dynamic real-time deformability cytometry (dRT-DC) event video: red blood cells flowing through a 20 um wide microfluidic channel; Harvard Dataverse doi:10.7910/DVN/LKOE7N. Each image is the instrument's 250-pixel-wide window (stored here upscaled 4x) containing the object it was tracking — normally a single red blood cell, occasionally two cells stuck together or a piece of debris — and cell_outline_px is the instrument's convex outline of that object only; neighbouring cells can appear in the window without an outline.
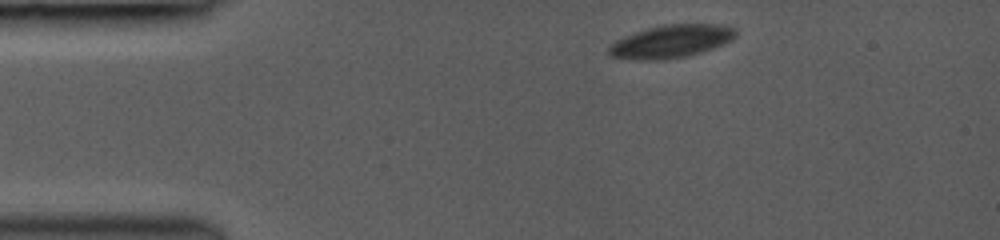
{"species": "common noctule bat (a hibernating species)", "species_latin": "Nyctalus noctula", "temperature_condition": "room temperature", "stored_images_in_passage": 4, "camera_frame_rate_fps": 3000, "um_per_image_px": 0.085, "animal": {"sex": "female", "body_mass_g": 19.0, "forearm_length_mm": 53.3}, "frame": {"image": 1, "passage_image": 1, "time_ms": 0.0, "image_size_px": [1000, 240], "cell_outline_px": [[736, 36], [732, 40], [724, 44], [688, 56], [660, 60], [644, 60], [608, 56], [608, 48], [616, 40], [624, 36], [648, 28], [664, 24], [724, 24], [736, 28]], "centroid_in_image_um": [57.08, 3.51], "position_along_channel_um": 27.9, "area_um2": 24.33}}